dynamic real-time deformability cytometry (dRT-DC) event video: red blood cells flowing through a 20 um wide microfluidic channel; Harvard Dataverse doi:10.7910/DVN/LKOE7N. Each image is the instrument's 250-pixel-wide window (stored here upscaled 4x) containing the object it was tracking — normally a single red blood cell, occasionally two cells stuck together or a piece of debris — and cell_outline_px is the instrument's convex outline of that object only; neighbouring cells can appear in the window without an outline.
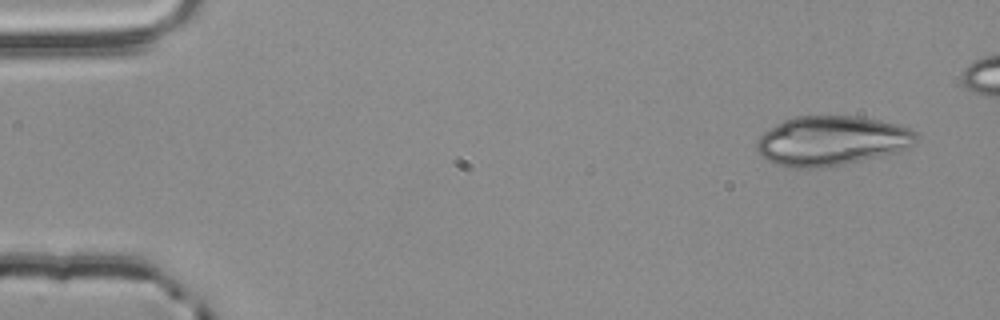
{"species": "common noctule bat (a hibernating species)", "species_latin": "Nyctalus noctula", "temperature_condition": "room temperature", "stored_images_in_passage": 4, "camera_frame_rate_fps": 3000, "um_per_image_px": 0.085, "animal": {"sex": "male", "body_mass_g": 20.4}, "frame": {"image": 1, "passage_image": 1, "time_ms": 0.0, "image_size_px": [1000, 320], "cell_outline_px": [[920, 136], [912, 144], [900, 152], [884, 156], [824, 168], [792, 168], [776, 164], [768, 160], [756, 148], [756, 140], [764, 132], [784, 120], [792, 116], [856, 116], [896, 124], [908, 128], [916, 132]], "centroid_in_image_um": [70.7, 11.98], "position_along_channel_um": 14.3, "area_um2": 46.18}}